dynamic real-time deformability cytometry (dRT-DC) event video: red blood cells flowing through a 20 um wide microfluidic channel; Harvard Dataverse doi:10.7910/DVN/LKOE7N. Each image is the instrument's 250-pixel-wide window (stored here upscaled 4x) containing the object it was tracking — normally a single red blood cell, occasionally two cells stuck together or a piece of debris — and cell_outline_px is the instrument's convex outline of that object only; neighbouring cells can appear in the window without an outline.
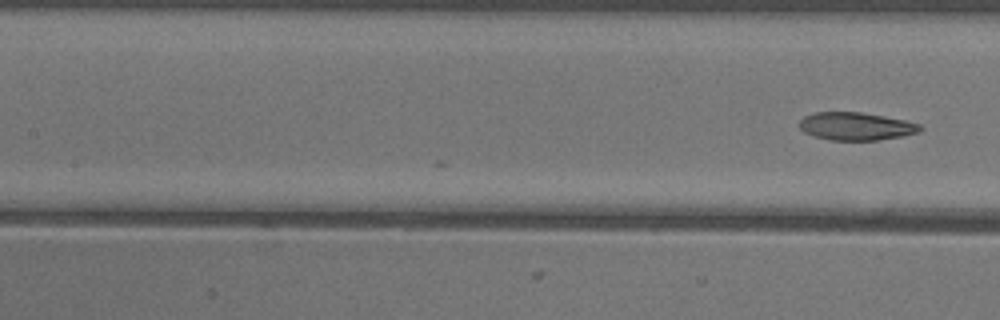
{"species": "common noctule bat (a hibernating species)", "species_latin": "Nyctalus noctula", "temperature_condition": "warm", "stored_images_in_passage": 21, "camera_frame_rate_fps": 3000, "um_per_image_px": 0.085, "animal": {"sex": "female"}, "frame": {"image": 1, "passage_image": 21, "time_ms": 6.667, "image_size_px": [1000, 320], "cell_outline_px": [[924, 128], [920, 132], [904, 136], [876, 140], [828, 140], [812, 136], [804, 132], [800, 128], [800, 120], [804, 116], [812, 112], [860, 112], [884, 116], [904, 120], [920, 124]], "centroid_in_image_um": [72.76, 10.73], "position_along_channel_um": 134.6, "area_um2": 19.77}}